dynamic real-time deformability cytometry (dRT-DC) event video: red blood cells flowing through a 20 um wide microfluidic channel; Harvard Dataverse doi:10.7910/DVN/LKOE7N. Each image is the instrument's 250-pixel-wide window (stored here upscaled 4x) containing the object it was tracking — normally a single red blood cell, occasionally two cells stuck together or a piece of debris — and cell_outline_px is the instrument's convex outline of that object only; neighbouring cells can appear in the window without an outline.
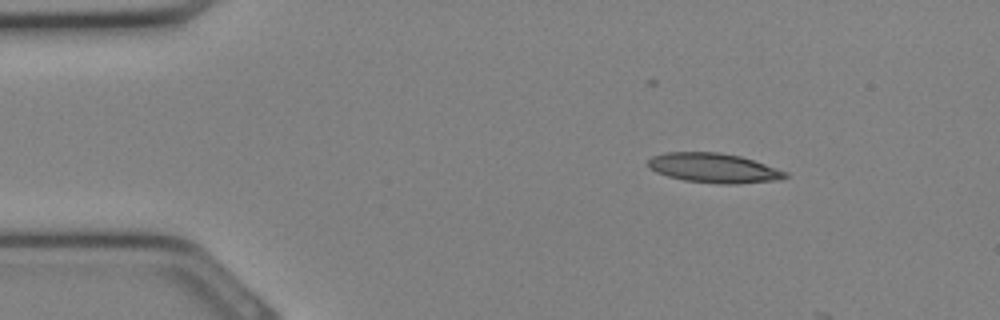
{"species": "Egyptian fruit bat (a non-hibernating species)", "species_latin": "Rousettus aegyptiacus", "temperature_condition": "cold", "stored_images_in_passage": 3, "camera_frame_rate_fps": 3000, "um_per_image_px": 0.085, "animal": {"sex": "female"}, "frame": {"image": 1, "passage_image": 1, "time_ms": 0.0, "image_size_px": [1000, 320], "cell_outline_px": [[788, 176], [776, 180], [732, 184], [724, 184], [684, 180], [668, 176], [656, 172], [648, 168], [648, 160], [652, 156], [664, 152], [720, 152], [740, 156], [788, 172]], "centroid_in_image_um": [60.62, 14.27], "position_along_channel_um": 24.4, "area_um2": 23.47}}